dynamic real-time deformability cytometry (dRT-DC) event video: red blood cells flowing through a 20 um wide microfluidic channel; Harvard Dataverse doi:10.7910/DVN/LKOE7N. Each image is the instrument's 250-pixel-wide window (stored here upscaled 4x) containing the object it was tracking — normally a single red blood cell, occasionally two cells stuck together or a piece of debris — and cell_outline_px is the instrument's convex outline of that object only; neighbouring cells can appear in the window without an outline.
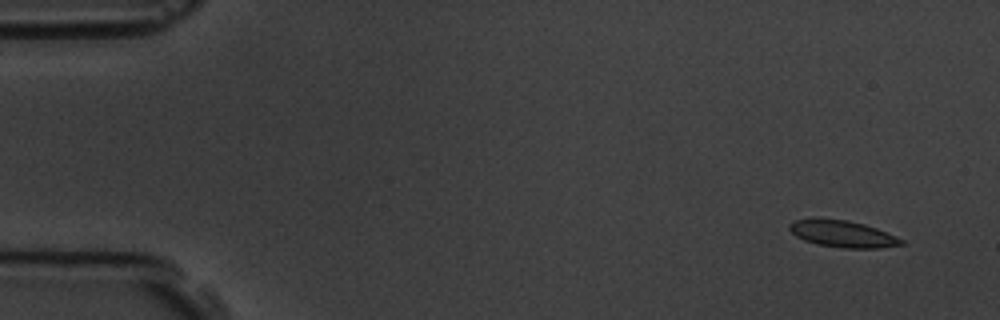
{"species": "common noctule bat (a hibernating species)", "species_latin": "Nyctalus noctula", "temperature_condition": "room temperature", "stored_images_in_passage": 4, "camera_frame_rate_fps": 3000, "um_per_image_px": 0.085, "animal": {"sex": "male", "body_mass_g": 19.5, "forearm_length_mm": 54.6}, "frame": {"image": 1, "passage_image": 1, "time_ms": 0.0, "image_size_px": [1000, 320], "cell_outline_px": [[904, 244], [880, 248], [844, 248], [816, 244], [804, 240], [796, 236], [788, 228], [788, 224], [796, 220], [816, 216], [820, 216], [848, 220], [864, 224], [876, 228], [896, 236], [904, 240]], "centroid_in_image_um": [71.57, 19.84], "position_along_channel_um": 13.4, "area_um2": 17.86}}
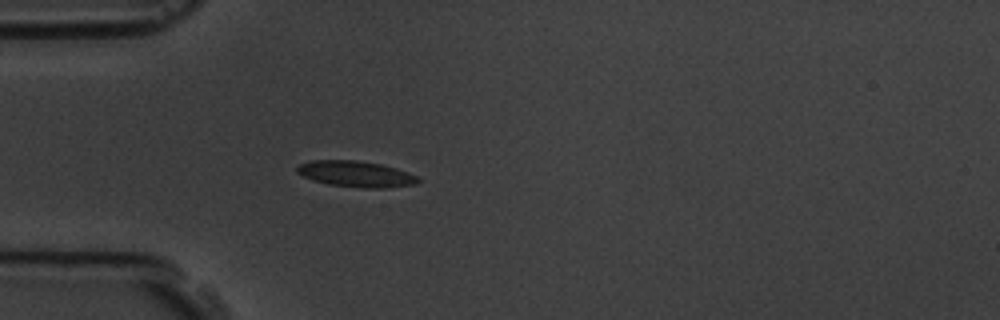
{"frame": {"image": 2, "passage_image": 4, "time_ms": 4.333, "image_size_px": [1000, 320], "cell_outline_px": [[420, 180], [416, 184], [384, 188], [364, 188], [328, 184], [312, 180], [296, 172], [296, 168], [300, 164], [312, 160], [356, 160], [380, 164], [396, 168], [408, 172], [416, 176]], "centroid_in_image_um": [30.24, 14.79], "position_along_channel_um": 54.8, "area_um2": 18.26}}